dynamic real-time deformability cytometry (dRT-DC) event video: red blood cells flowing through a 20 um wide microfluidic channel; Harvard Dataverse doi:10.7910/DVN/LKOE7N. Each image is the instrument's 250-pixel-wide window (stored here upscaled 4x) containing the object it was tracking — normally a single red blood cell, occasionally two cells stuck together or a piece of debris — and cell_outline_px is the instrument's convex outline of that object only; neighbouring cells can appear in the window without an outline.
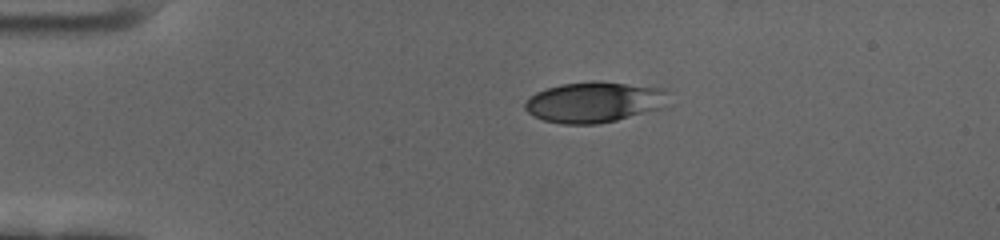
{"species": "human", "species_latin": "Homo sapiens", "temperature_condition": "cold", "stored_images_in_passage": 47, "camera_frame_rate_fps": 3000, "um_per_image_px": 0.085, "donor": {"sex": "female"}, "frame": {"image": 1, "passage_image": 1, "time_ms": 0.0, "image_size_px": [1000, 240], "cell_outline_px": [[668, 92], [660, 108], [616, 120], [596, 124], [560, 124], [544, 120], [532, 116], [524, 108], [524, 104], [528, 96], [536, 92], [560, 84], [624, 84], [664, 88]], "centroid_in_image_um": [50.41, 8.72], "position_along_channel_um": 34.6, "area_um2": 32.83}}
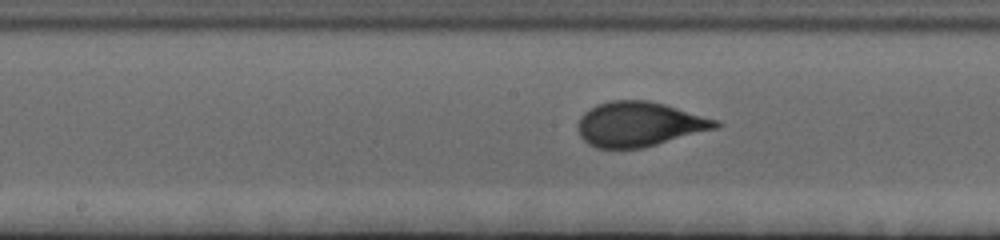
{"frame": {"image": 2, "passage_image": 19, "time_ms": 6.0, "image_size_px": [1000, 240], "cell_outline_px": [[724, 124], [720, 128], [640, 148], [596, 148], [588, 144], [580, 136], [580, 116], [584, 112], [596, 104], [612, 100], [648, 100], [664, 104], [716, 120]], "centroid_in_image_um": [54.35, 10.55], "position_along_channel_um": 193.8, "area_um2": 35.6}}
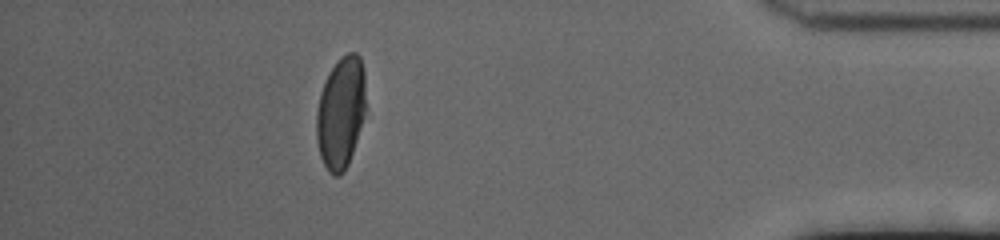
{"frame": {"image": 3, "passage_image": 41, "time_ms": 13.333, "image_size_px": [1000, 240], "cell_outline_px": [[364, 116], [348, 164], [344, 172], [340, 176], [332, 176], [328, 172], [320, 156], [316, 140], [316, 112], [320, 92], [332, 68], [348, 52], [356, 52], [360, 56], [364, 72]], "centroid_in_image_um": [28.94, 9.62], "position_along_channel_um": 406.3, "area_um2": 31.79}, "authors_computed_cell_mechanics": {"area_um2": 34.8534, "velocity_mm_per_s": 3.4677, "shape_relaxation_time_tau1_ms": 5.0697, "shape_relaxation_time_tau2_ms": null, "deformation_change_tau1": 0.1767, "deformation_change_tau2": null}}